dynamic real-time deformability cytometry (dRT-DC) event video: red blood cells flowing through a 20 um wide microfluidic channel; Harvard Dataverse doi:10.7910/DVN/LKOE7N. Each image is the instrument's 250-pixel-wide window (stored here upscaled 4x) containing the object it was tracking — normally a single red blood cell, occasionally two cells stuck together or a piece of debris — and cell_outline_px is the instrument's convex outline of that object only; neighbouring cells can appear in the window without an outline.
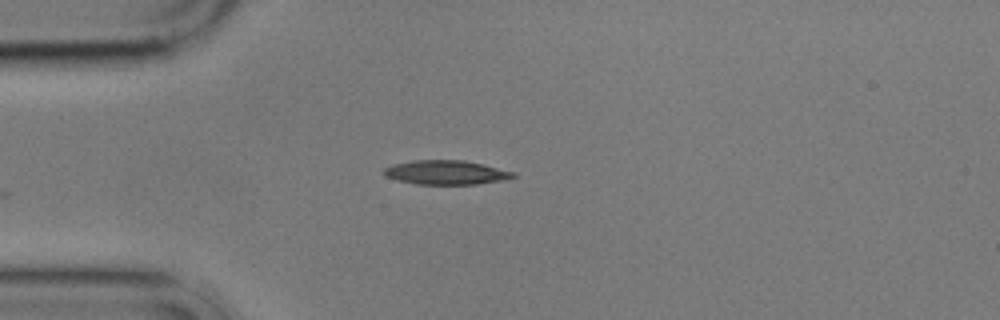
{"species": "common noctule bat (a hibernating species)", "species_latin": "Nyctalus noctula", "temperature_condition": "cold", "stored_images_in_passage": 1, "camera_frame_rate_fps": 3000, "um_per_image_px": 0.085, "animal": {"sex": "male", "body_mass_g": 17.9}, "frame": {"image": 1, "passage_image": 1, "time_ms": 0.0, "image_size_px": [1000, 320], "cell_outline_px": [[516, 176], [504, 180], [476, 184], [416, 184], [400, 180], [388, 176], [384, 172], [384, 168], [392, 164], [412, 160], [464, 160], [512, 172]], "centroid_in_image_um": [37.88, 14.65], "position_along_channel_um": 47.1, "area_um2": 17.8}}